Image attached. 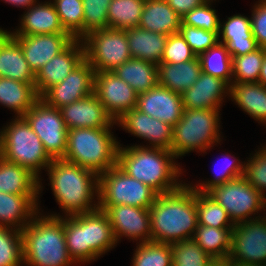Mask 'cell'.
<instances>
[{
	"mask_svg": "<svg viewBox=\"0 0 266 266\" xmlns=\"http://www.w3.org/2000/svg\"><path fill=\"white\" fill-rule=\"evenodd\" d=\"M229 93L255 120L266 122V86L260 83L231 84Z\"/></svg>",
	"mask_w": 266,
	"mask_h": 266,
	"instance_id": "obj_33",
	"label": "cell"
},
{
	"mask_svg": "<svg viewBox=\"0 0 266 266\" xmlns=\"http://www.w3.org/2000/svg\"><path fill=\"white\" fill-rule=\"evenodd\" d=\"M209 266H229L228 260H214Z\"/></svg>",
	"mask_w": 266,
	"mask_h": 266,
	"instance_id": "obj_54",
	"label": "cell"
},
{
	"mask_svg": "<svg viewBox=\"0 0 266 266\" xmlns=\"http://www.w3.org/2000/svg\"><path fill=\"white\" fill-rule=\"evenodd\" d=\"M23 262L30 266H69L74 263L65 241L63 218L35 217L21 231Z\"/></svg>",
	"mask_w": 266,
	"mask_h": 266,
	"instance_id": "obj_4",
	"label": "cell"
},
{
	"mask_svg": "<svg viewBox=\"0 0 266 266\" xmlns=\"http://www.w3.org/2000/svg\"><path fill=\"white\" fill-rule=\"evenodd\" d=\"M157 195L150 186L127 175L117 165L99 175L98 206L149 208Z\"/></svg>",
	"mask_w": 266,
	"mask_h": 266,
	"instance_id": "obj_8",
	"label": "cell"
},
{
	"mask_svg": "<svg viewBox=\"0 0 266 266\" xmlns=\"http://www.w3.org/2000/svg\"><path fill=\"white\" fill-rule=\"evenodd\" d=\"M117 121L129 133L151 141L153 148L171 150L173 126L142 113L137 108L125 112Z\"/></svg>",
	"mask_w": 266,
	"mask_h": 266,
	"instance_id": "obj_20",
	"label": "cell"
},
{
	"mask_svg": "<svg viewBox=\"0 0 266 266\" xmlns=\"http://www.w3.org/2000/svg\"><path fill=\"white\" fill-rule=\"evenodd\" d=\"M209 3L210 0H207L202 5L190 10L181 18V25H189L210 32H219L220 20L216 15V10L210 8Z\"/></svg>",
	"mask_w": 266,
	"mask_h": 266,
	"instance_id": "obj_45",
	"label": "cell"
},
{
	"mask_svg": "<svg viewBox=\"0 0 266 266\" xmlns=\"http://www.w3.org/2000/svg\"><path fill=\"white\" fill-rule=\"evenodd\" d=\"M157 66L158 84L179 94L191 88L202 72L198 56L188 62L159 63Z\"/></svg>",
	"mask_w": 266,
	"mask_h": 266,
	"instance_id": "obj_29",
	"label": "cell"
},
{
	"mask_svg": "<svg viewBox=\"0 0 266 266\" xmlns=\"http://www.w3.org/2000/svg\"><path fill=\"white\" fill-rule=\"evenodd\" d=\"M59 109L68 130L110 128L111 125L116 123L106 112L94 92L79 101H75Z\"/></svg>",
	"mask_w": 266,
	"mask_h": 266,
	"instance_id": "obj_19",
	"label": "cell"
},
{
	"mask_svg": "<svg viewBox=\"0 0 266 266\" xmlns=\"http://www.w3.org/2000/svg\"><path fill=\"white\" fill-rule=\"evenodd\" d=\"M251 29L259 47L266 48V0H261L253 10Z\"/></svg>",
	"mask_w": 266,
	"mask_h": 266,
	"instance_id": "obj_49",
	"label": "cell"
},
{
	"mask_svg": "<svg viewBox=\"0 0 266 266\" xmlns=\"http://www.w3.org/2000/svg\"><path fill=\"white\" fill-rule=\"evenodd\" d=\"M228 157H225V160L227 159ZM229 162V161H228ZM226 164V163H224ZM228 166V167H227ZM226 166V168L224 170H222V172L219 174H217V178L212 180V181H208L204 184H201L199 188H195L193 187L194 190H197L199 192H206L208 189H210L211 187L213 186H217V185H220V184H224L228 181H231L233 179H236L238 177H241L243 176V173H244V165L241 163L238 162H234V163H228Z\"/></svg>",
	"mask_w": 266,
	"mask_h": 266,
	"instance_id": "obj_50",
	"label": "cell"
},
{
	"mask_svg": "<svg viewBox=\"0 0 266 266\" xmlns=\"http://www.w3.org/2000/svg\"><path fill=\"white\" fill-rule=\"evenodd\" d=\"M94 93L114 121L137 107L138 94L113 71L94 75Z\"/></svg>",
	"mask_w": 266,
	"mask_h": 266,
	"instance_id": "obj_13",
	"label": "cell"
},
{
	"mask_svg": "<svg viewBox=\"0 0 266 266\" xmlns=\"http://www.w3.org/2000/svg\"><path fill=\"white\" fill-rule=\"evenodd\" d=\"M136 108L173 127L182 118L184 111L181 94L160 84L147 92L138 94Z\"/></svg>",
	"mask_w": 266,
	"mask_h": 266,
	"instance_id": "obj_18",
	"label": "cell"
},
{
	"mask_svg": "<svg viewBox=\"0 0 266 266\" xmlns=\"http://www.w3.org/2000/svg\"><path fill=\"white\" fill-rule=\"evenodd\" d=\"M168 5L182 18L193 8L202 5L207 0H166Z\"/></svg>",
	"mask_w": 266,
	"mask_h": 266,
	"instance_id": "obj_51",
	"label": "cell"
},
{
	"mask_svg": "<svg viewBox=\"0 0 266 266\" xmlns=\"http://www.w3.org/2000/svg\"><path fill=\"white\" fill-rule=\"evenodd\" d=\"M80 42L81 39H74L61 53L37 71L35 87L40 97L53 85L62 82L85 59L84 46Z\"/></svg>",
	"mask_w": 266,
	"mask_h": 266,
	"instance_id": "obj_16",
	"label": "cell"
},
{
	"mask_svg": "<svg viewBox=\"0 0 266 266\" xmlns=\"http://www.w3.org/2000/svg\"><path fill=\"white\" fill-rule=\"evenodd\" d=\"M49 168V170H48ZM51 187L67 216L88 213L98 208L90 204L94 190L99 193V175L63 158L52 159L47 167ZM93 178V179H92Z\"/></svg>",
	"mask_w": 266,
	"mask_h": 266,
	"instance_id": "obj_3",
	"label": "cell"
},
{
	"mask_svg": "<svg viewBox=\"0 0 266 266\" xmlns=\"http://www.w3.org/2000/svg\"><path fill=\"white\" fill-rule=\"evenodd\" d=\"M109 128L71 129L65 160L100 175L117 165L118 142Z\"/></svg>",
	"mask_w": 266,
	"mask_h": 266,
	"instance_id": "obj_5",
	"label": "cell"
},
{
	"mask_svg": "<svg viewBox=\"0 0 266 266\" xmlns=\"http://www.w3.org/2000/svg\"><path fill=\"white\" fill-rule=\"evenodd\" d=\"M230 85L221 78L203 72L191 88L181 94L184 109H219L222 93H227Z\"/></svg>",
	"mask_w": 266,
	"mask_h": 266,
	"instance_id": "obj_21",
	"label": "cell"
},
{
	"mask_svg": "<svg viewBox=\"0 0 266 266\" xmlns=\"http://www.w3.org/2000/svg\"><path fill=\"white\" fill-rule=\"evenodd\" d=\"M120 146L117 166L127 175L150 186L158 194L172 192L182 185L176 182L180 169L173 162L175 155L171 150L146 146Z\"/></svg>",
	"mask_w": 266,
	"mask_h": 266,
	"instance_id": "obj_2",
	"label": "cell"
},
{
	"mask_svg": "<svg viewBox=\"0 0 266 266\" xmlns=\"http://www.w3.org/2000/svg\"><path fill=\"white\" fill-rule=\"evenodd\" d=\"M229 214L234 224L247 221L254 212L266 208V197L243 177L213 186L205 192Z\"/></svg>",
	"mask_w": 266,
	"mask_h": 266,
	"instance_id": "obj_10",
	"label": "cell"
},
{
	"mask_svg": "<svg viewBox=\"0 0 266 266\" xmlns=\"http://www.w3.org/2000/svg\"><path fill=\"white\" fill-rule=\"evenodd\" d=\"M39 177L27 168L0 156V192L16 195H37Z\"/></svg>",
	"mask_w": 266,
	"mask_h": 266,
	"instance_id": "obj_27",
	"label": "cell"
},
{
	"mask_svg": "<svg viewBox=\"0 0 266 266\" xmlns=\"http://www.w3.org/2000/svg\"><path fill=\"white\" fill-rule=\"evenodd\" d=\"M133 257V266H172L171 244L141 242Z\"/></svg>",
	"mask_w": 266,
	"mask_h": 266,
	"instance_id": "obj_42",
	"label": "cell"
},
{
	"mask_svg": "<svg viewBox=\"0 0 266 266\" xmlns=\"http://www.w3.org/2000/svg\"><path fill=\"white\" fill-rule=\"evenodd\" d=\"M256 153L253 158L251 157L252 160H248L249 163L244 164L243 177L264 196V189H266V147Z\"/></svg>",
	"mask_w": 266,
	"mask_h": 266,
	"instance_id": "obj_48",
	"label": "cell"
},
{
	"mask_svg": "<svg viewBox=\"0 0 266 266\" xmlns=\"http://www.w3.org/2000/svg\"><path fill=\"white\" fill-rule=\"evenodd\" d=\"M235 224L229 263L266 266V217Z\"/></svg>",
	"mask_w": 266,
	"mask_h": 266,
	"instance_id": "obj_12",
	"label": "cell"
},
{
	"mask_svg": "<svg viewBox=\"0 0 266 266\" xmlns=\"http://www.w3.org/2000/svg\"><path fill=\"white\" fill-rule=\"evenodd\" d=\"M12 36L20 44L25 59L35 74L74 40L69 33Z\"/></svg>",
	"mask_w": 266,
	"mask_h": 266,
	"instance_id": "obj_17",
	"label": "cell"
},
{
	"mask_svg": "<svg viewBox=\"0 0 266 266\" xmlns=\"http://www.w3.org/2000/svg\"><path fill=\"white\" fill-rule=\"evenodd\" d=\"M81 40L84 42V57L95 73L113 71L131 59L125 30H95Z\"/></svg>",
	"mask_w": 266,
	"mask_h": 266,
	"instance_id": "obj_9",
	"label": "cell"
},
{
	"mask_svg": "<svg viewBox=\"0 0 266 266\" xmlns=\"http://www.w3.org/2000/svg\"><path fill=\"white\" fill-rule=\"evenodd\" d=\"M232 229L197 225L192 239L214 260H227L231 251Z\"/></svg>",
	"mask_w": 266,
	"mask_h": 266,
	"instance_id": "obj_35",
	"label": "cell"
},
{
	"mask_svg": "<svg viewBox=\"0 0 266 266\" xmlns=\"http://www.w3.org/2000/svg\"><path fill=\"white\" fill-rule=\"evenodd\" d=\"M34 6V7H33ZM31 6L21 19V27L11 35L68 33L62 27L53 3Z\"/></svg>",
	"mask_w": 266,
	"mask_h": 266,
	"instance_id": "obj_26",
	"label": "cell"
},
{
	"mask_svg": "<svg viewBox=\"0 0 266 266\" xmlns=\"http://www.w3.org/2000/svg\"><path fill=\"white\" fill-rule=\"evenodd\" d=\"M113 72L137 94L147 92L158 84V66L142 59L131 58Z\"/></svg>",
	"mask_w": 266,
	"mask_h": 266,
	"instance_id": "obj_32",
	"label": "cell"
},
{
	"mask_svg": "<svg viewBox=\"0 0 266 266\" xmlns=\"http://www.w3.org/2000/svg\"><path fill=\"white\" fill-rule=\"evenodd\" d=\"M82 2L83 38L92 31L108 28L107 12L111 0H82Z\"/></svg>",
	"mask_w": 266,
	"mask_h": 266,
	"instance_id": "obj_44",
	"label": "cell"
},
{
	"mask_svg": "<svg viewBox=\"0 0 266 266\" xmlns=\"http://www.w3.org/2000/svg\"><path fill=\"white\" fill-rule=\"evenodd\" d=\"M181 22L166 0H145L138 27L169 36L179 32Z\"/></svg>",
	"mask_w": 266,
	"mask_h": 266,
	"instance_id": "obj_25",
	"label": "cell"
},
{
	"mask_svg": "<svg viewBox=\"0 0 266 266\" xmlns=\"http://www.w3.org/2000/svg\"><path fill=\"white\" fill-rule=\"evenodd\" d=\"M0 77L35 83V73L25 59L18 41L7 31L0 29Z\"/></svg>",
	"mask_w": 266,
	"mask_h": 266,
	"instance_id": "obj_22",
	"label": "cell"
},
{
	"mask_svg": "<svg viewBox=\"0 0 266 266\" xmlns=\"http://www.w3.org/2000/svg\"><path fill=\"white\" fill-rule=\"evenodd\" d=\"M198 59L203 73L218 77L231 84L232 76V57L226 46L217 43L206 52L200 54Z\"/></svg>",
	"mask_w": 266,
	"mask_h": 266,
	"instance_id": "obj_37",
	"label": "cell"
},
{
	"mask_svg": "<svg viewBox=\"0 0 266 266\" xmlns=\"http://www.w3.org/2000/svg\"><path fill=\"white\" fill-rule=\"evenodd\" d=\"M172 266H209L214 259L193 239L171 244Z\"/></svg>",
	"mask_w": 266,
	"mask_h": 266,
	"instance_id": "obj_41",
	"label": "cell"
},
{
	"mask_svg": "<svg viewBox=\"0 0 266 266\" xmlns=\"http://www.w3.org/2000/svg\"><path fill=\"white\" fill-rule=\"evenodd\" d=\"M5 128L0 132V156L38 177L39 170L48 167L52 161L40 138L23 117H16Z\"/></svg>",
	"mask_w": 266,
	"mask_h": 266,
	"instance_id": "obj_6",
	"label": "cell"
},
{
	"mask_svg": "<svg viewBox=\"0 0 266 266\" xmlns=\"http://www.w3.org/2000/svg\"><path fill=\"white\" fill-rule=\"evenodd\" d=\"M258 83L266 86V54L262 62L261 73L258 79Z\"/></svg>",
	"mask_w": 266,
	"mask_h": 266,
	"instance_id": "obj_53",
	"label": "cell"
},
{
	"mask_svg": "<svg viewBox=\"0 0 266 266\" xmlns=\"http://www.w3.org/2000/svg\"><path fill=\"white\" fill-rule=\"evenodd\" d=\"M5 2L11 3L13 5L16 6H22V7H27V9L29 7H31L32 5H34L36 3V0H5Z\"/></svg>",
	"mask_w": 266,
	"mask_h": 266,
	"instance_id": "obj_52",
	"label": "cell"
},
{
	"mask_svg": "<svg viewBox=\"0 0 266 266\" xmlns=\"http://www.w3.org/2000/svg\"><path fill=\"white\" fill-rule=\"evenodd\" d=\"M37 196L0 192V227L16 226V230L22 231L35 217L34 215H38L36 214L38 213L36 212V210L38 211V208H36L38 207ZM26 219H30V221L27 222Z\"/></svg>",
	"mask_w": 266,
	"mask_h": 266,
	"instance_id": "obj_24",
	"label": "cell"
},
{
	"mask_svg": "<svg viewBox=\"0 0 266 266\" xmlns=\"http://www.w3.org/2000/svg\"><path fill=\"white\" fill-rule=\"evenodd\" d=\"M94 75L92 66L84 59L62 82L53 85L40 98L58 109L79 101L94 92Z\"/></svg>",
	"mask_w": 266,
	"mask_h": 266,
	"instance_id": "obj_14",
	"label": "cell"
},
{
	"mask_svg": "<svg viewBox=\"0 0 266 266\" xmlns=\"http://www.w3.org/2000/svg\"><path fill=\"white\" fill-rule=\"evenodd\" d=\"M196 209L198 225L214 228H233L235 226L234 223L227 224L231 219L229 214L205 192L196 190Z\"/></svg>",
	"mask_w": 266,
	"mask_h": 266,
	"instance_id": "obj_39",
	"label": "cell"
},
{
	"mask_svg": "<svg viewBox=\"0 0 266 266\" xmlns=\"http://www.w3.org/2000/svg\"><path fill=\"white\" fill-rule=\"evenodd\" d=\"M179 33L196 56L214 47L219 41V32H210L189 25H180Z\"/></svg>",
	"mask_w": 266,
	"mask_h": 266,
	"instance_id": "obj_46",
	"label": "cell"
},
{
	"mask_svg": "<svg viewBox=\"0 0 266 266\" xmlns=\"http://www.w3.org/2000/svg\"><path fill=\"white\" fill-rule=\"evenodd\" d=\"M131 58L158 65L162 59L168 35L139 27L125 29Z\"/></svg>",
	"mask_w": 266,
	"mask_h": 266,
	"instance_id": "obj_28",
	"label": "cell"
},
{
	"mask_svg": "<svg viewBox=\"0 0 266 266\" xmlns=\"http://www.w3.org/2000/svg\"><path fill=\"white\" fill-rule=\"evenodd\" d=\"M98 208L106 213L116 241L122 236H128L132 240L141 237L142 243L152 241L149 208L129 205L98 206Z\"/></svg>",
	"mask_w": 266,
	"mask_h": 266,
	"instance_id": "obj_15",
	"label": "cell"
},
{
	"mask_svg": "<svg viewBox=\"0 0 266 266\" xmlns=\"http://www.w3.org/2000/svg\"><path fill=\"white\" fill-rule=\"evenodd\" d=\"M265 54L266 48L259 47L254 52L232 57V77L234 75L235 80L231 84L258 83Z\"/></svg>",
	"mask_w": 266,
	"mask_h": 266,
	"instance_id": "obj_38",
	"label": "cell"
},
{
	"mask_svg": "<svg viewBox=\"0 0 266 266\" xmlns=\"http://www.w3.org/2000/svg\"><path fill=\"white\" fill-rule=\"evenodd\" d=\"M40 99L35 83H24L0 77V103L23 117Z\"/></svg>",
	"mask_w": 266,
	"mask_h": 266,
	"instance_id": "obj_30",
	"label": "cell"
},
{
	"mask_svg": "<svg viewBox=\"0 0 266 266\" xmlns=\"http://www.w3.org/2000/svg\"><path fill=\"white\" fill-rule=\"evenodd\" d=\"M229 266H250V265H238V264H235V263H229Z\"/></svg>",
	"mask_w": 266,
	"mask_h": 266,
	"instance_id": "obj_55",
	"label": "cell"
},
{
	"mask_svg": "<svg viewBox=\"0 0 266 266\" xmlns=\"http://www.w3.org/2000/svg\"><path fill=\"white\" fill-rule=\"evenodd\" d=\"M149 213L152 241L172 244L190 240L198 225L196 190L182 184L172 192L158 194Z\"/></svg>",
	"mask_w": 266,
	"mask_h": 266,
	"instance_id": "obj_1",
	"label": "cell"
},
{
	"mask_svg": "<svg viewBox=\"0 0 266 266\" xmlns=\"http://www.w3.org/2000/svg\"><path fill=\"white\" fill-rule=\"evenodd\" d=\"M9 229L0 227V266H20L23 261L22 232Z\"/></svg>",
	"mask_w": 266,
	"mask_h": 266,
	"instance_id": "obj_43",
	"label": "cell"
},
{
	"mask_svg": "<svg viewBox=\"0 0 266 266\" xmlns=\"http://www.w3.org/2000/svg\"><path fill=\"white\" fill-rule=\"evenodd\" d=\"M219 109H184L173 127L171 152L175 157L194 149L205 151L219 138Z\"/></svg>",
	"mask_w": 266,
	"mask_h": 266,
	"instance_id": "obj_7",
	"label": "cell"
},
{
	"mask_svg": "<svg viewBox=\"0 0 266 266\" xmlns=\"http://www.w3.org/2000/svg\"><path fill=\"white\" fill-rule=\"evenodd\" d=\"M196 55L192 52L189 44L178 32L167 37L164 53L160 63L177 64L193 60Z\"/></svg>",
	"mask_w": 266,
	"mask_h": 266,
	"instance_id": "obj_47",
	"label": "cell"
},
{
	"mask_svg": "<svg viewBox=\"0 0 266 266\" xmlns=\"http://www.w3.org/2000/svg\"><path fill=\"white\" fill-rule=\"evenodd\" d=\"M53 4L64 30L74 39H82L84 21L82 0H55Z\"/></svg>",
	"mask_w": 266,
	"mask_h": 266,
	"instance_id": "obj_40",
	"label": "cell"
},
{
	"mask_svg": "<svg viewBox=\"0 0 266 266\" xmlns=\"http://www.w3.org/2000/svg\"><path fill=\"white\" fill-rule=\"evenodd\" d=\"M63 224L66 246L73 261L76 263L95 260L98 255L87 244L86 213L66 217Z\"/></svg>",
	"mask_w": 266,
	"mask_h": 266,
	"instance_id": "obj_31",
	"label": "cell"
},
{
	"mask_svg": "<svg viewBox=\"0 0 266 266\" xmlns=\"http://www.w3.org/2000/svg\"><path fill=\"white\" fill-rule=\"evenodd\" d=\"M219 26L218 37H220V33L223 37V42L220 41L219 43L226 46L231 57L245 55L259 48L252 33L251 19L248 17L234 15L228 17L224 25L220 23Z\"/></svg>",
	"mask_w": 266,
	"mask_h": 266,
	"instance_id": "obj_23",
	"label": "cell"
},
{
	"mask_svg": "<svg viewBox=\"0 0 266 266\" xmlns=\"http://www.w3.org/2000/svg\"><path fill=\"white\" fill-rule=\"evenodd\" d=\"M23 118L40 138L45 152L51 159L64 158L68 129L60 109L48 105L40 98Z\"/></svg>",
	"mask_w": 266,
	"mask_h": 266,
	"instance_id": "obj_11",
	"label": "cell"
},
{
	"mask_svg": "<svg viewBox=\"0 0 266 266\" xmlns=\"http://www.w3.org/2000/svg\"><path fill=\"white\" fill-rule=\"evenodd\" d=\"M86 237L89 247L98 255L117 243L106 213L97 208L86 213Z\"/></svg>",
	"mask_w": 266,
	"mask_h": 266,
	"instance_id": "obj_34",
	"label": "cell"
},
{
	"mask_svg": "<svg viewBox=\"0 0 266 266\" xmlns=\"http://www.w3.org/2000/svg\"><path fill=\"white\" fill-rule=\"evenodd\" d=\"M145 0H111L107 19L108 28L125 30L138 27Z\"/></svg>",
	"mask_w": 266,
	"mask_h": 266,
	"instance_id": "obj_36",
	"label": "cell"
}]
</instances>
